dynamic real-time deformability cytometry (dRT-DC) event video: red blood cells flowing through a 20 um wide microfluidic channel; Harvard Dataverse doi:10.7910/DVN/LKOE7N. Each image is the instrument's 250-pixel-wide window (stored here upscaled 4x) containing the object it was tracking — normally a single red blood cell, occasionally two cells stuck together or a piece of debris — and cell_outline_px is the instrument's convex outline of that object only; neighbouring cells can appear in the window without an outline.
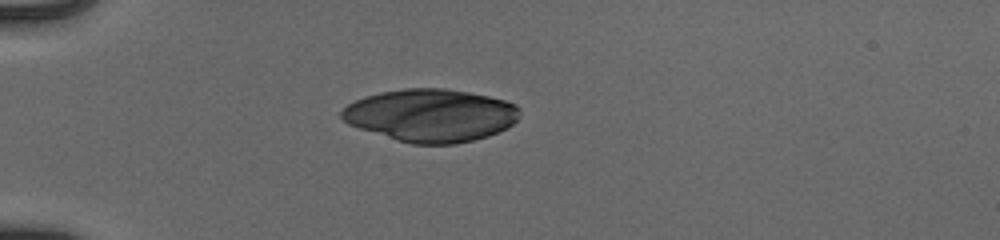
{"species": "human", "species_latin": "Homo sapiens", "temperature_condition": "cold", "stored_images_in_passage": 19, "camera_frame_rate_fps": 3000, "um_per_image_px": 0.085, "donor": {"sex": "male"}, "frame": {"image": 1, "passage_image": 1, "time_ms": 0.0, "image_size_px": [1000, 240], "cell_outline_px": [[520, 116], [512, 124], [488, 136], [456, 144], [412, 144], [396, 140], [348, 124], [340, 116], [340, 112], [348, 104], [364, 96], [380, 92], [404, 88], [444, 88], [468, 92], [488, 96], [504, 100], [516, 104], [520, 108]], "centroid_in_image_um": [36.61, 9.8], "position_along_channel_um": 48.4, "area_um2": 54.62}}
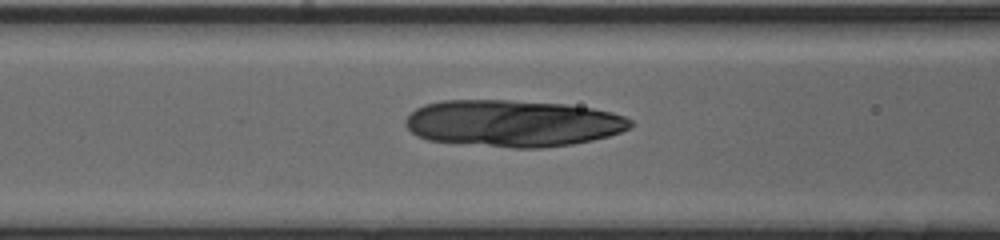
{"frame": {"image": 2, "passage_image": 9, "time_ms": 2.667, "image_size_px": [1000, 240], "cell_outline_px": [[632, 124], [628, 128], [620, 132], [608, 136], [592, 140], [572, 144], [540, 148], [512, 148], [428, 140], [416, 136], [404, 124], [404, 120], [416, 108], [424, 104], [440, 100], [508, 100], [568, 104], [592, 108], [612, 112], [624, 116], [632, 120]], "centroid_in_image_um": [43.57, 10.47], "position_along_channel_um": 123.0, "area_um2": 61.44}}
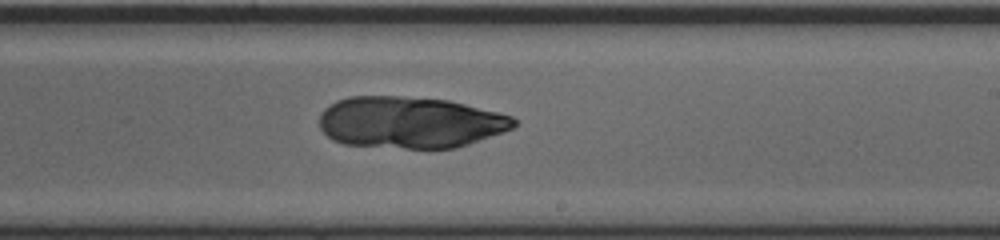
{"frame": {"image": 3, "passage_image": 19, "time_ms": 6.0, "image_size_px": [1000, 240], "cell_outline_px": [[516, 124], [512, 128], [504, 132], [456, 148], [404, 148], [344, 144], [332, 140], [320, 128], [320, 116], [324, 108], [336, 100], [348, 96], [400, 96], [448, 100], [512, 116], [516, 120]], "centroid_in_image_um": [34.83, 10.4], "position_along_channel_um": 254.2, "area_um2": 58.38}}